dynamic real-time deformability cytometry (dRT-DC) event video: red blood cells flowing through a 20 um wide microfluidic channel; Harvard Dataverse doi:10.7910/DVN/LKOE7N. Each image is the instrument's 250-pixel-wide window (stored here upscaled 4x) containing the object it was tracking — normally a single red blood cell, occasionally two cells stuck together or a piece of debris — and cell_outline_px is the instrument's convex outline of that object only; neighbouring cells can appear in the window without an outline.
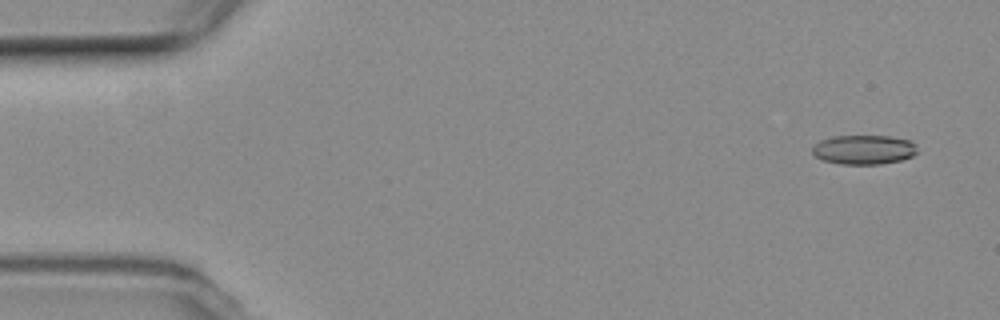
{"species": "common noctule bat (a hibernating species)", "species_latin": "Nyctalus noctula", "temperature_condition": "room temperature", "stored_images_in_passage": 54, "camera_frame_rate_fps": 3000, "um_per_image_px": 0.085, "animal": {"sex": "female", "body_mass_g": 19.3, "forearm_length_mm": 54.1}, "frame": {"image": 1, "passage_image": 3, "time_ms": 0.667, "image_size_px": [1000, 320], "cell_outline_px": [[916, 152], [912, 156], [900, 160], [880, 164], [840, 164], [824, 160], [816, 156], [812, 152], [812, 148], [820, 140], [832, 136], [888, 136], [908, 140], [916, 144]], "centroid_in_image_um": [73.41, 12.72], "position_along_channel_um": 11.6, "area_um2": 17.8}}
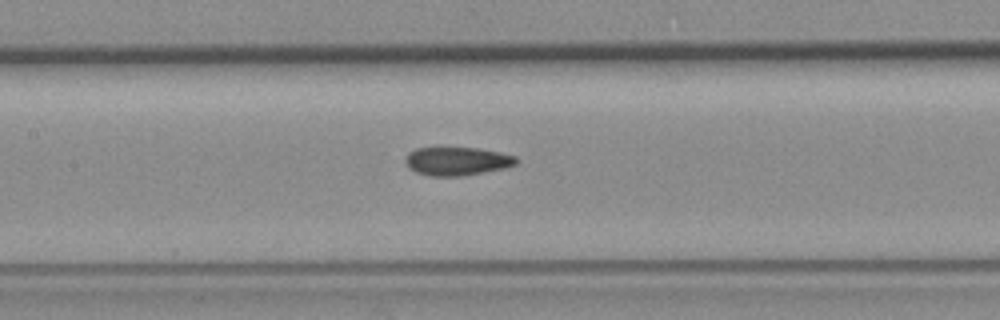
{"frame": {"image": 2, "passage_image": 25, "time_ms": 8.0, "image_size_px": [1000, 320], "cell_outline_px": [[516, 164], [508, 168], [460, 176], [428, 176], [416, 172], [408, 168], [404, 160], [408, 152], [416, 148], [476, 148], [500, 152], [516, 156]], "centroid_in_image_um": [38.83, 13.71], "position_along_channel_um": 168.6, "area_um2": 18.44}}
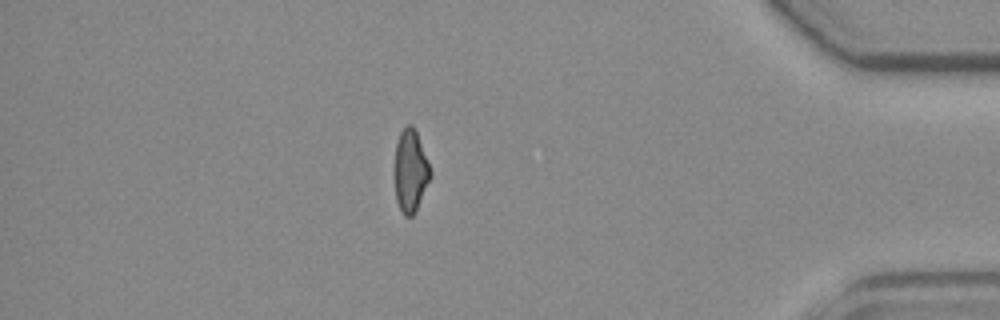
{"frame": {"image": 3, "passage_image": 47, "time_ms": 15.333, "image_size_px": [1000, 320], "cell_outline_px": [[432, 176], [416, 212], [412, 216], [404, 216], [396, 200], [396, 144], [400, 132], [408, 124], [412, 124], [416, 132], [432, 172]], "centroid_in_image_um": [34.92, 14.56], "position_along_channel_um": 400.3, "area_um2": 16.88}, "authors_computed_cell_mechanics": {"area_um2": 18.4382, "velocity_mm_per_s": 3.756, "shape_relaxation_time_tau1_ms": null, "shape_relaxation_time_tau2_ms": 1.9406, "deformation_change_tau1": null, "deformation_change_tau2": 0.087}}